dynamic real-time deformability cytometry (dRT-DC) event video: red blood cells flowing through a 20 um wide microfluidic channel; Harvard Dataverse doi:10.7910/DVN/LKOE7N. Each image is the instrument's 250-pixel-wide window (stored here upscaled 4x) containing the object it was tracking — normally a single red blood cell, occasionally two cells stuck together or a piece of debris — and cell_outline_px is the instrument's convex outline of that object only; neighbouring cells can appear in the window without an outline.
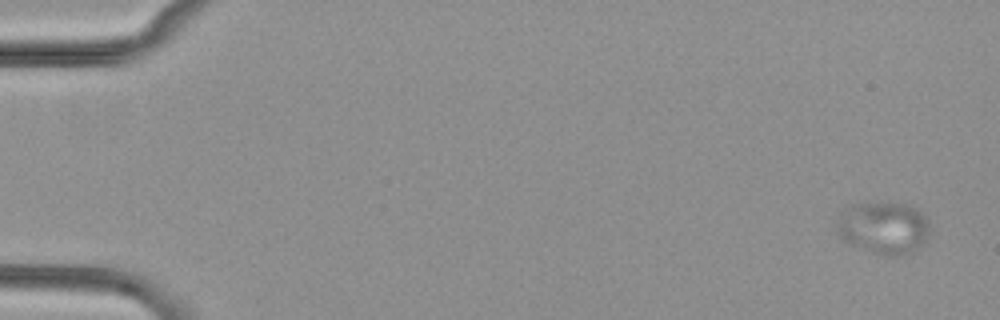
{"species": "common noctule bat (a hibernating species)", "species_latin": "Nyctalus noctula", "temperature_condition": "cold", "stored_images_in_passage": 7, "camera_frame_rate_fps": 3000, "um_per_image_px": 0.085, "animal": {"sex": "female", "body_mass_g": 29.2, "forearm_length_mm": 56.3}, "frame": {"image": 1, "passage_image": 1, "time_ms": 0.0, "image_size_px": [1000, 320], "cell_outline_px": [[928, 240], [916, 248], [908, 252], [892, 256], [872, 252], [852, 244], [844, 240], [836, 232], [832, 224], [840, 212], [852, 204], [904, 204], [916, 208], [924, 216], [928, 224]], "centroid_in_image_um": [75.03, 19.36], "position_along_channel_um": 10.0, "area_um2": 27.98}}
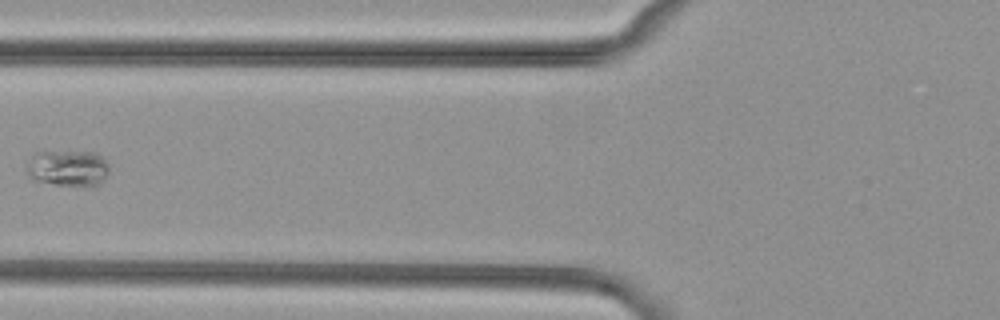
{"frame": {"image": 2, "passage_image": 6, "time_ms": 7.0, "image_size_px": [1000, 320], "cell_outline_px": [[108, 172], [92, 188], [56, 184], [32, 180], [28, 176], [28, 160], [40, 148], [92, 152], [100, 156], [108, 164]], "centroid_in_image_um": [5.7, 14.25], "position_along_channel_um": 120.1, "area_um2": 18.03}}
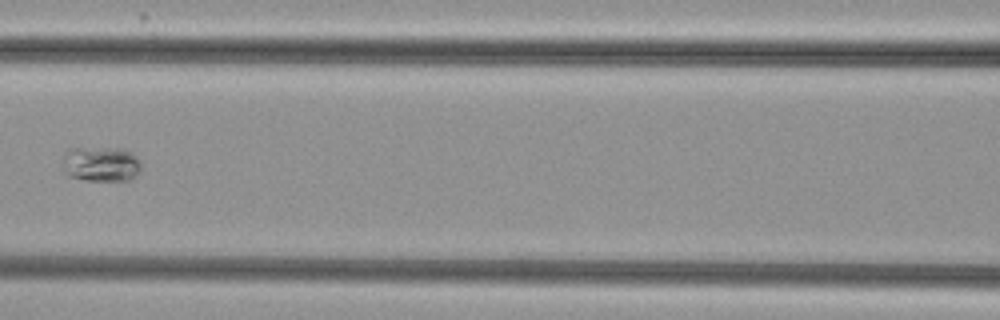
{"frame": {"image": 3, "passage_image": 7, "time_ms": 8.0, "image_size_px": [1000, 320], "cell_outline_px": [[140, 172], [136, 176], [128, 180], [84, 180], [68, 176], [64, 172], [64, 156], [68, 148], [124, 148], [136, 156], [140, 160]], "centroid_in_image_um": [8.6, 13.94], "position_along_channel_um": 158.0, "area_um2": 16.13}}